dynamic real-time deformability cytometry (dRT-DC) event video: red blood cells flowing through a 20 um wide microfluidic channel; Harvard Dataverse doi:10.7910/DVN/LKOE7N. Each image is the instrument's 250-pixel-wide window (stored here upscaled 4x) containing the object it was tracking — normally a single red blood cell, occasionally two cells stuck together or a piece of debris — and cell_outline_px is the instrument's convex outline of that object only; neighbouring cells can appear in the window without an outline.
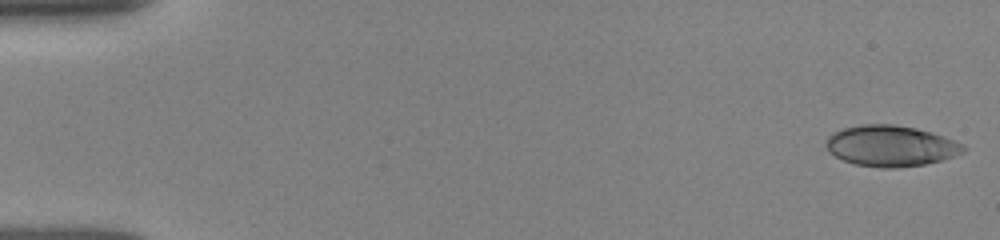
{"species": "human", "species_latin": "Homo sapiens", "temperature_condition": "room temperature", "stored_images_in_passage": 9, "camera_frame_rate_fps": 3000, "um_per_image_px": 0.085, "donor": {"sex": "female"}, "frame": {"image": 1, "passage_image": 1, "time_ms": 0.0, "image_size_px": [1000, 240], "cell_outline_px": [[968, 148], [964, 152], [940, 160], [924, 164], [896, 168], [880, 168], [856, 164], [844, 160], [828, 152], [824, 144], [828, 136], [832, 132], [844, 128], [860, 124], [892, 124], [916, 128], [932, 132], [944, 136], [964, 144]], "centroid_in_image_um": [75.7, 12.39], "position_along_channel_um": 9.3, "area_um2": 32.89}}